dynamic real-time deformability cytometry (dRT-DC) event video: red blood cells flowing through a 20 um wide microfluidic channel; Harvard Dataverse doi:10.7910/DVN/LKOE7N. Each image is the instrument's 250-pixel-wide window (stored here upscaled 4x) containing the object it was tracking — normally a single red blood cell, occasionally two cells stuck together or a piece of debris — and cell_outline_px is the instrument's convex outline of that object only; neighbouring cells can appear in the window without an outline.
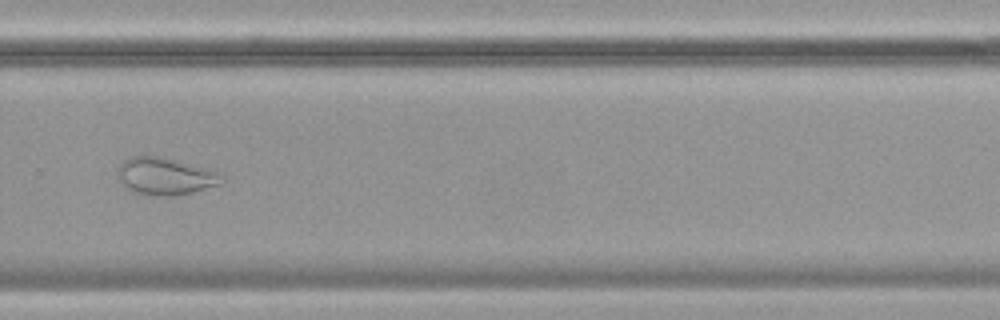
{"species": "common noctule bat (a hibernating species)", "species_latin": "Nyctalus noctula", "temperature_condition": "cold", "stored_images_in_passage": 58, "camera_frame_rate_fps": 3000, "um_per_image_px": 0.085, "animal": {"sex": "female", "body_mass_g": 19.9}, "frame": {"image": 1, "passage_image": 40, "time_ms": 13.0, "image_size_px": [1000, 320], "cell_outline_px": [[224, 180], [220, 184], [192, 192], [164, 196], [152, 196], [136, 192], [128, 188], [116, 180], [116, 172], [120, 164], [128, 156], [156, 156], [172, 160], [216, 172], [224, 176]], "centroid_in_image_um": [13.95, 14.99], "position_along_channel_um": 315.9, "area_um2": 22.14}}
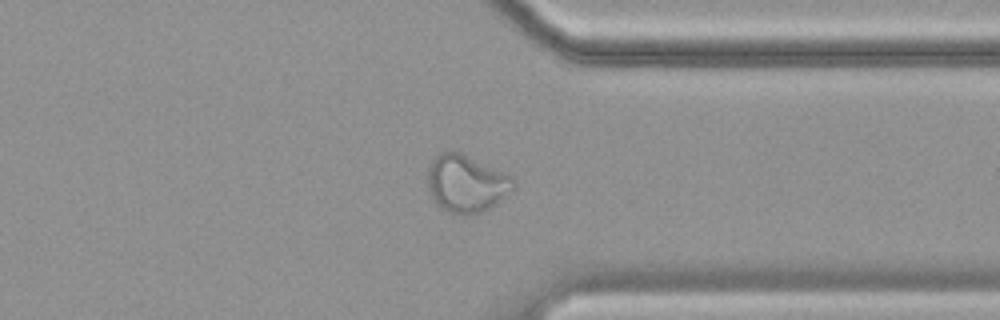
{"frame": {"image": 2, "passage_image": 45, "time_ms": 14.667, "image_size_px": [1000, 320], "cell_outline_px": [[512, 188], [496, 204], [480, 212], [464, 216], [448, 212], [440, 208], [432, 200], [428, 188], [428, 168], [432, 160], [440, 152], [452, 148], [504, 172], [512, 176]], "centroid_in_image_um": [39.56, 15.58], "position_along_channel_um": 371.8, "area_um2": 28.78}}
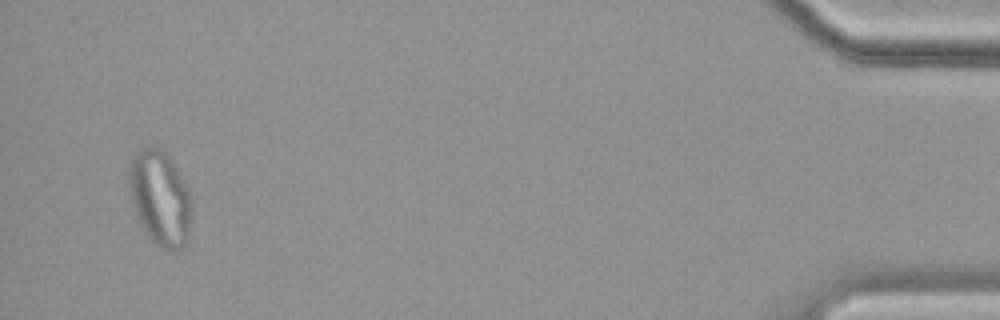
{"frame": {"image": 3, "passage_image": 56, "time_ms": 18.333, "image_size_px": [1000, 320], "cell_outline_px": [[188, 240], [180, 248], [168, 252], [160, 248], [152, 240], [144, 228], [136, 212], [132, 200], [128, 184], [128, 172], [132, 160], [136, 152], [140, 148], [152, 144], [160, 148], [168, 156], [176, 168], [188, 188]], "centroid_in_image_um": [13.56, 16.79], "position_along_channel_um": 421.6, "area_um2": 33.76}, "authors_computed_cell_mechanics": {"area_um2": 29.1312, "velocity_mm_per_s": 3.4701, "shape_relaxation_time_tau1_ms": null, "shape_relaxation_time_tau2_ms": 1.7356, "deformation_change_tau1": null, "deformation_change_tau2": 0.082}}